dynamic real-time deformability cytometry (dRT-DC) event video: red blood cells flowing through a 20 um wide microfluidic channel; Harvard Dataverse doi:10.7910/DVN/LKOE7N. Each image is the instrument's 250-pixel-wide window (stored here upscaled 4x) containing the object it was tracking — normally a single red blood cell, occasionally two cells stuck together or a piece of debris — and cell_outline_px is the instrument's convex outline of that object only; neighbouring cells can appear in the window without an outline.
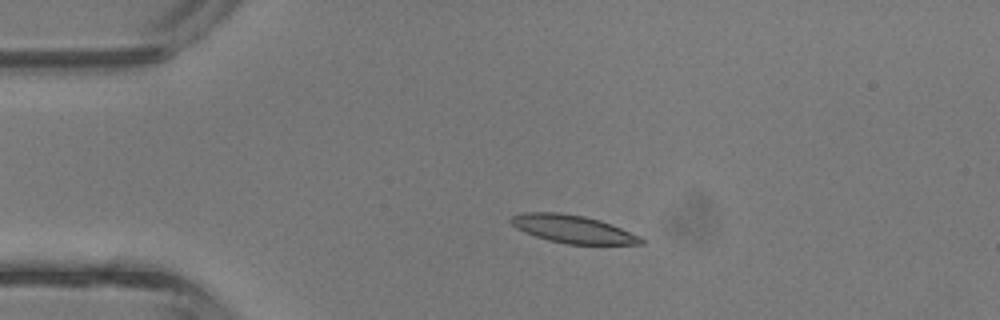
{"species": "common noctule bat (a hibernating species)", "species_latin": "Nyctalus noctula", "temperature_condition": "room temperature", "stored_images_in_passage": 5, "camera_frame_rate_fps": 3000, "um_per_image_px": 0.085, "animal": {"sex": "male", "body_mass_g": 13.3}, "frame": {"image": 1, "passage_image": 3, "time_ms": 0.667, "image_size_px": [1000, 320], "cell_outline_px": [[644, 244], [568, 244], [548, 240], [524, 232], [516, 228], [508, 220], [512, 216], [520, 212], [560, 212], [584, 216], [600, 220], [612, 224], [640, 236], [644, 240]], "centroid_in_image_um": [48.67, 19.46], "position_along_channel_um": 36.3, "area_um2": 21.21}}
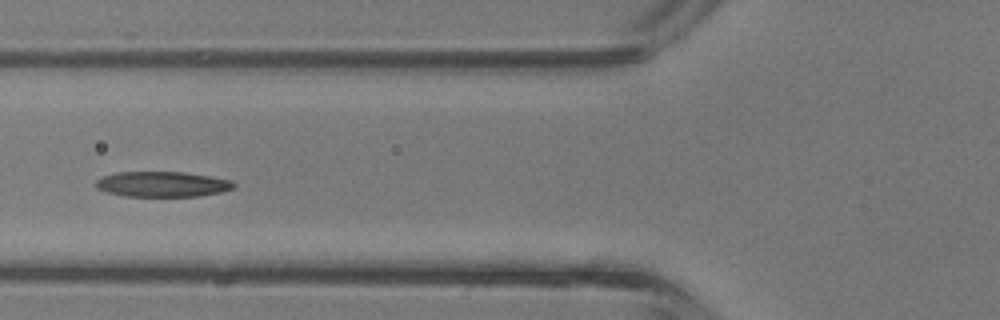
{"frame": {"image": 2, "passage_image": 5, "time_ms": 1.333, "image_size_px": [1000, 320], "cell_outline_px": [[236, 184], [232, 188], [224, 192], [200, 196], [124, 196], [108, 192], [96, 188], [96, 180], [104, 176], [116, 172], [184, 172], [232, 180]], "centroid_in_image_um": [13.82, 15.66], "position_along_channel_um": 112.0, "area_um2": 20.35}}